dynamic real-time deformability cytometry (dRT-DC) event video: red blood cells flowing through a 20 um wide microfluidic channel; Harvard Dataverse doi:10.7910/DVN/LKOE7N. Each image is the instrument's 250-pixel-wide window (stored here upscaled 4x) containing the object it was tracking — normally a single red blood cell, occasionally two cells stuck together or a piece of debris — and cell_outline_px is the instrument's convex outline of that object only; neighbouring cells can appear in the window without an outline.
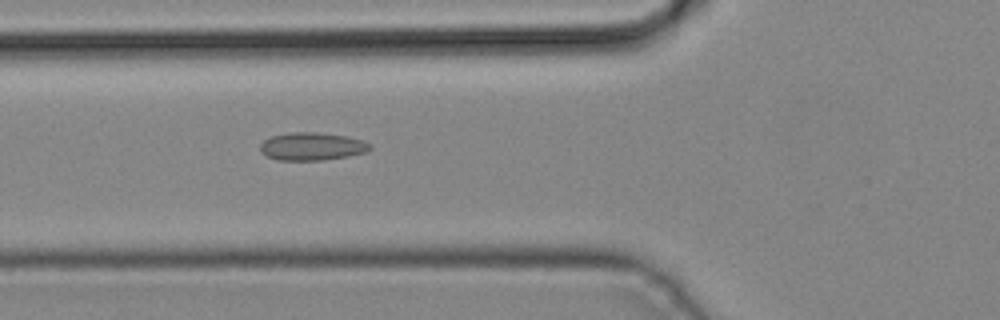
{"species": "common noctule bat (a hibernating species)", "species_latin": "Nyctalus noctula", "temperature_condition": "cold", "stored_images_in_passage": 44, "camera_frame_rate_fps": 3000, "um_per_image_px": 0.085, "animal": {"sex": "male", "body_mass_g": 19.2, "forearm_length_mm": 51.8}, "frame": {"image": 1, "passage_image": 16, "time_ms": 5.0, "image_size_px": [1000, 320], "cell_outline_px": [[372, 148], [364, 152], [348, 156], [324, 160], [276, 160], [260, 152], [260, 144], [264, 140], [272, 136], [292, 132], [316, 132], [348, 136], [364, 140], [372, 144]], "centroid_in_image_um": [26.53, 12.44], "position_along_channel_um": 99.3, "area_um2": 17.92}}
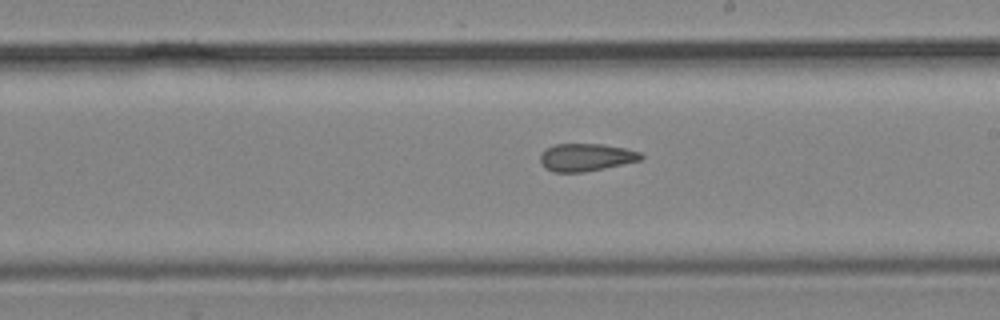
{"frame": {"image": 2, "passage_image": 25, "time_ms": 8.0, "image_size_px": [1000, 320], "cell_outline_px": [[644, 156], [640, 160], [604, 168], [584, 172], [552, 172], [544, 168], [540, 164], [540, 152], [556, 144], [604, 144], [624, 148], [640, 152]], "centroid_in_image_um": [49.77, 13.37], "position_along_channel_um": 239.2, "area_um2": 16.24}}
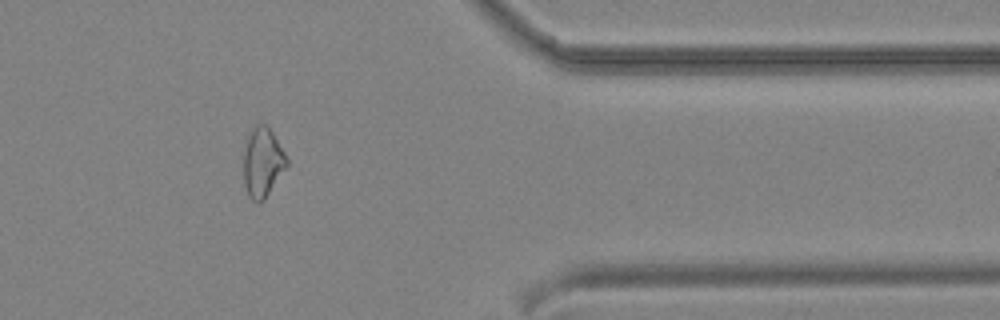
{"frame": {"image": 3, "passage_image": 36, "time_ms": 11.667, "image_size_px": [1000, 320], "cell_outline_px": [[288, 164], [264, 200], [260, 204], [256, 204], [248, 196], [244, 184], [244, 148], [248, 132], [256, 124], [264, 124], [272, 132], [284, 152], [288, 160]], "centroid_in_image_um": [22.29, 13.82], "position_along_channel_um": 389.1, "area_um2": 17.51}}